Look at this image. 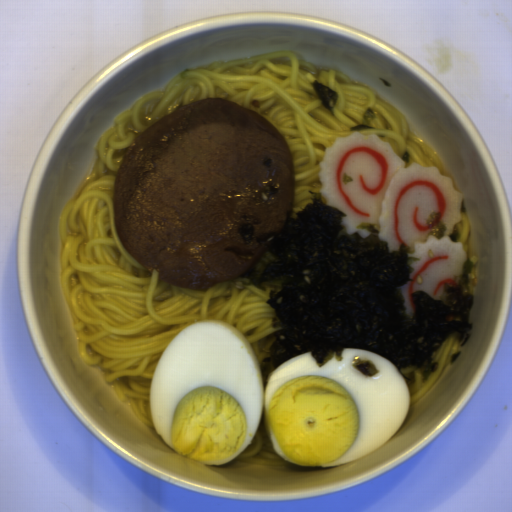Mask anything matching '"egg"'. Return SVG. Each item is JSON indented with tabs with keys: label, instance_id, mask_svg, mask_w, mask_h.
I'll return each instance as SVG.
<instances>
[{
	"label": "egg",
	"instance_id": "egg-1",
	"mask_svg": "<svg viewBox=\"0 0 512 512\" xmlns=\"http://www.w3.org/2000/svg\"><path fill=\"white\" fill-rule=\"evenodd\" d=\"M319 367L311 351L276 367L265 386L258 356L227 322L188 324L151 376L154 430L179 455L225 465L261 417L275 455L302 467L338 466L384 446L411 406L394 363L361 348Z\"/></svg>",
	"mask_w": 512,
	"mask_h": 512
}]
</instances>
